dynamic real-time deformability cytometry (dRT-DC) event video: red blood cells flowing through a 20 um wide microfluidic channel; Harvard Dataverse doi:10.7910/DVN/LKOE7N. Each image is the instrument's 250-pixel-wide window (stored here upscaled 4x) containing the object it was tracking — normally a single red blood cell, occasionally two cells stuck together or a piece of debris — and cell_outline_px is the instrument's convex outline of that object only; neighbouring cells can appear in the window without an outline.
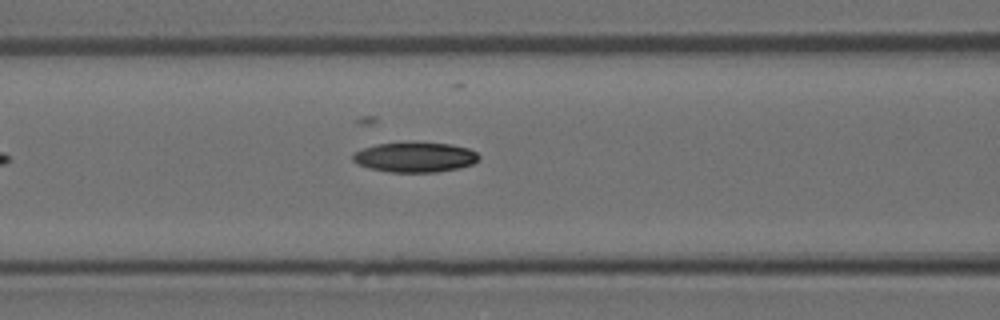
{"species": "Egyptian fruit bat (a non-hibernating species)", "species_latin": "Rousettus aegyptiacus", "temperature_condition": "room temperature", "stored_images_in_passage": 6, "camera_frame_rate_fps": 3000, "um_per_image_px": 0.085, "animal": {"sex": "female"}, "frame": {"image": 1, "passage_image": 6, "time_ms": 1.667, "image_size_px": [1000, 320], "cell_outline_px": [[480, 156], [472, 164], [460, 168], [436, 172], [388, 172], [368, 168], [356, 164], [352, 160], [352, 156], [356, 152], [364, 148], [376, 144], [452, 144], [468, 148], [476, 152]], "centroid_in_image_um": [35.26, 13.39], "position_along_channel_um": 131.3, "area_um2": 21.56}}